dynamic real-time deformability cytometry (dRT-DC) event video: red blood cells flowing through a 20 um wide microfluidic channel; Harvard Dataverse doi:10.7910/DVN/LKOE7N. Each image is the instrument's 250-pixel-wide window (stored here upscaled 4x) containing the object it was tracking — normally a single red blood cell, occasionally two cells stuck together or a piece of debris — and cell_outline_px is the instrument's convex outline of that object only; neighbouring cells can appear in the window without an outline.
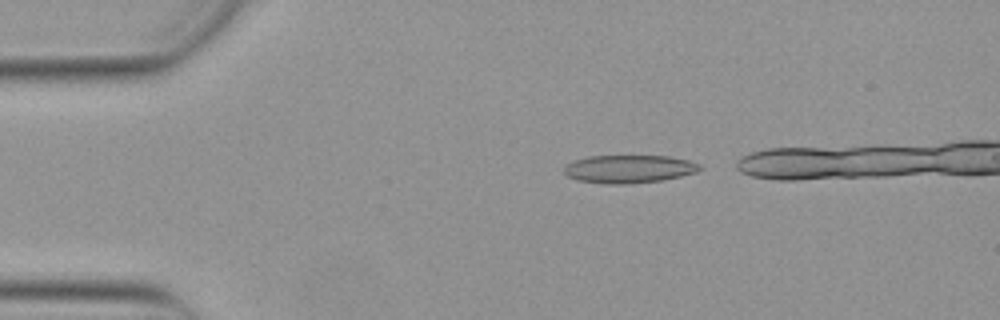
{"species": "Egyptian fruit bat (a non-hibernating species)", "species_latin": "Rousettus aegyptiacus", "temperature_condition": "warm", "stored_images_in_passage": 18, "camera_frame_rate_fps": 3000, "um_per_image_px": 0.085, "animal": {"sex": "female"}, "frame": {"image": 1, "passage_image": 2, "time_ms": 0.333, "image_size_px": [1000, 320], "cell_outline_px": [[704, 168], [696, 172], [664, 180], [624, 184], [604, 184], [576, 180], [568, 176], [564, 172], [564, 168], [568, 164], [576, 160], [588, 156], [668, 156], [688, 160], [700, 164]], "centroid_in_image_um": [53.48, 14.37], "position_along_channel_um": 31.5, "area_um2": 22.14}}
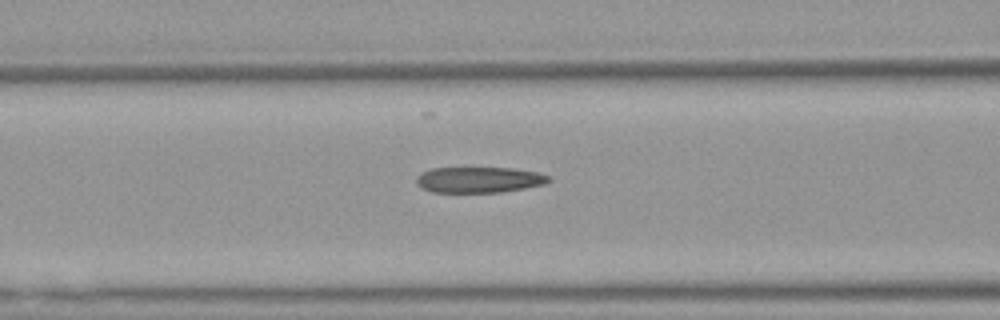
{"frame": {"image": 2, "passage_image": 13, "time_ms": 4.0, "image_size_px": [1000, 320], "cell_outline_px": [[552, 180], [544, 184], [504, 192], [432, 192], [420, 188], [416, 184], [416, 176], [420, 172], [432, 168], [512, 168], [536, 172], [548, 176]], "centroid_in_image_um": [40.66, 15.28], "position_along_channel_um": 125.9, "area_um2": 20.0}}
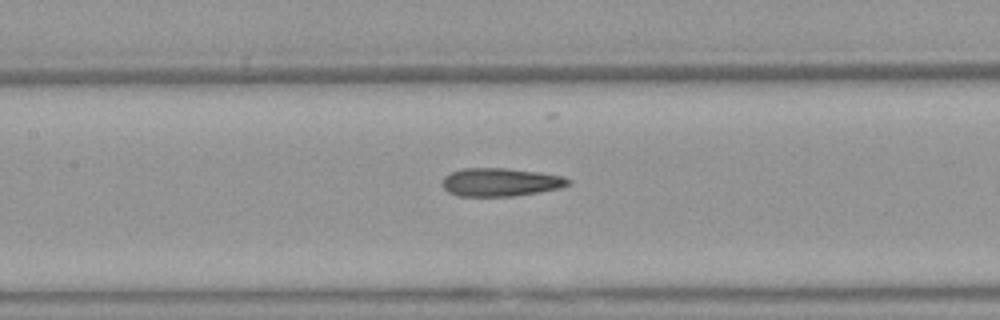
{"frame": {"image": 3, "passage_image": 16, "time_ms": 5.0, "image_size_px": [1000, 320], "cell_outline_px": [[572, 184], [560, 188], [512, 196], [456, 196], [448, 192], [440, 184], [444, 176], [452, 172], [464, 168], [504, 168], [540, 172], [564, 176], [572, 180]], "centroid_in_image_um": [42.54, 15.48], "position_along_channel_um": 164.9, "area_um2": 20.87}}